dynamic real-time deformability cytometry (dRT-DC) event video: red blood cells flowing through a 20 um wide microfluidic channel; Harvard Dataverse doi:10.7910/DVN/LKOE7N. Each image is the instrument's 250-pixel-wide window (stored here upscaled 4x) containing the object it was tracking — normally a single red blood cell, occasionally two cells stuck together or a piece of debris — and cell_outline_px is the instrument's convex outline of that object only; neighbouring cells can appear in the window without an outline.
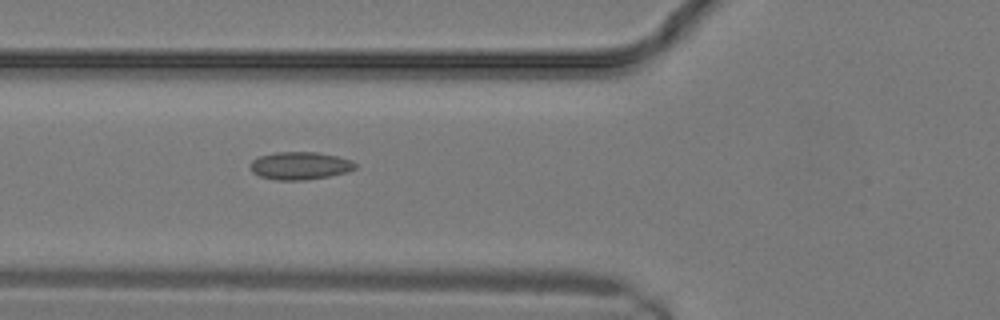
{"species": "common noctule bat (a hibernating species)", "species_latin": "Nyctalus noctula", "temperature_condition": "warm", "stored_images_in_passage": 9, "camera_frame_rate_fps": 3000, "um_per_image_px": 0.085, "animal": {"sex": "male", "body_mass_g": 19.2, "forearm_length_mm": 51.8}, "frame": {"image": 1, "passage_image": 6, "time_ms": 1.667, "image_size_px": [1000, 320], "cell_outline_px": [[356, 168], [348, 172], [328, 176], [304, 180], [276, 180], [260, 176], [252, 172], [248, 168], [248, 164], [252, 160], [260, 156], [276, 152], [316, 152], [336, 156], [352, 160], [356, 164]], "centroid_in_image_um": [25.47, 14.08], "position_along_channel_um": 100.3, "area_um2": 17.05}}
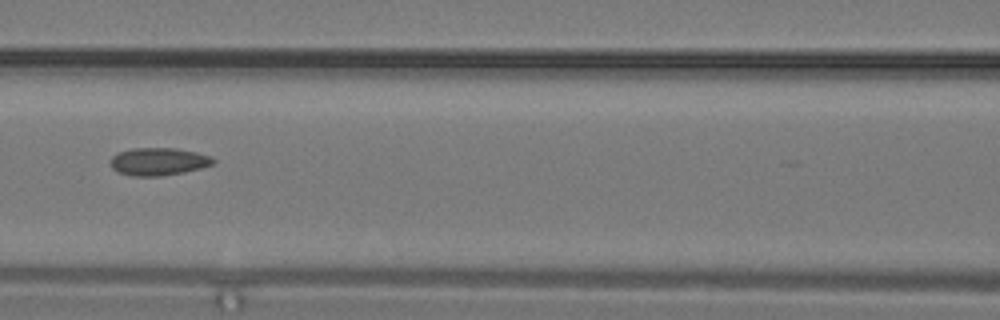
{"frame": {"image": 2, "passage_image": 8, "time_ms": 2.333, "image_size_px": [1000, 320], "cell_outline_px": [[216, 160], [212, 164], [200, 168], [184, 172], [160, 176], [132, 176], [120, 172], [112, 168], [112, 156], [120, 152], [132, 148], [176, 148], [196, 152], [212, 156]], "centroid_in_image_um": [13.51, 13.72], "position_along_channel_um": 153.1, "area_um2": 16.42}}